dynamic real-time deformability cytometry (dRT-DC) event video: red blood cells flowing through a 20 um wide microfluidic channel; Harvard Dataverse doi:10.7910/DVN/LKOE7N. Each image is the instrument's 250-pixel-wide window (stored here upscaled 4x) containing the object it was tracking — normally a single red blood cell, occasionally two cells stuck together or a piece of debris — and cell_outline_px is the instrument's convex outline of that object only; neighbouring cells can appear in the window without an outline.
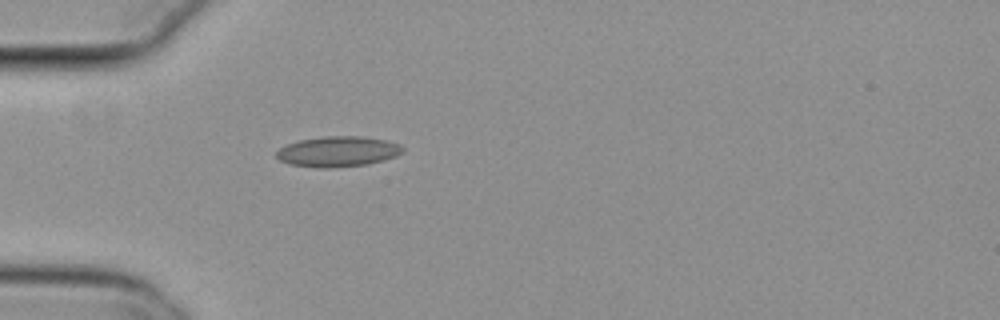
{"species": "common noctule bat (a hibernating species)", "species_latin": "Nyctalus noctula", "temperature_condition": "cold", "stored_images_in_passage": 6, "camera_frame_rate_fps": 3000, "um_per_image_px": 0.085, "animal": {"sex": "female", "body_mass_g": 29.2, "forearm_length_mm": 56.3}, "frame": {"image": 1, "passage_image": 1, "time_ms": 0.0, "image_size_px": [1000, 320], "cell_outline_px": [[404, 152], [396, 156], [368, 164], [328, 168], [316, 168], [288, 164], [280, 160], [276, 156], [276, 152], [280, 148], [288, 144], [300, 140], [324, 136], [364, 136], [388, 140], [400, 144], [404, 148]], "centroid_in_image_um": [28.74, 12.88], "position_along_channel_um": 56.3, "area_um2": 22.54}}